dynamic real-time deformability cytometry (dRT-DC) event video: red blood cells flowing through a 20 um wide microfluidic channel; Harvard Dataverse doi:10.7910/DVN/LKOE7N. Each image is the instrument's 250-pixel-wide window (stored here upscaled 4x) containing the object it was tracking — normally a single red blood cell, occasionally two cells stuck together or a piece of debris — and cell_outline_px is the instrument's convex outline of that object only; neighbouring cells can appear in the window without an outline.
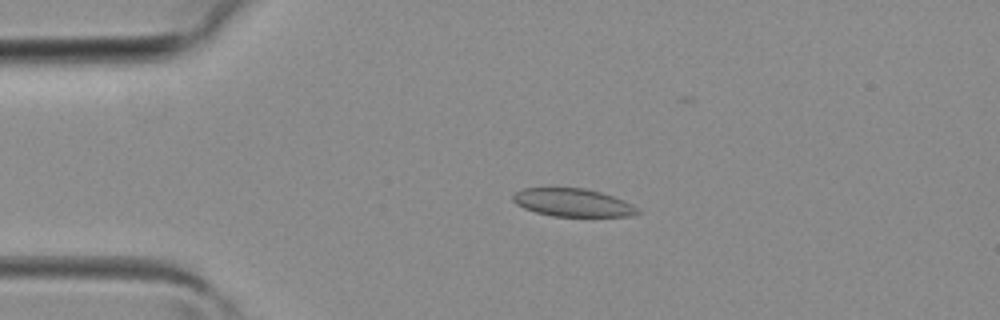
{"species": "common noctule bat (a hibernating species)", "species_latin": "Nyctalus noctula", "temperature_condition": "room temperature", "stored_images_in_passage": 8, "camera_frame_rate_fps": 3000, "um_per_image_px": 0.085, "animal": {"sex": "female", "body_mass_g": 19.3, "forearm_length_mm": 54.1}, "frame": {"image": 1, "passage_image": 3, "time_ms": 0.667, "image_size_px": [1000, 320], "cell_outline_px": [[640, 212], [632, 216], [552, 216], [536, 212], [524, 208], [516, 204], [512, 200], [512, 192], [524, 188], [584, 188], [600, 192], [624, 200], [640, 208]], "centroid_in_image_um": [48.67, 17.22], "position_along_channel_um": 36.3, "area_um2": 20.4}}
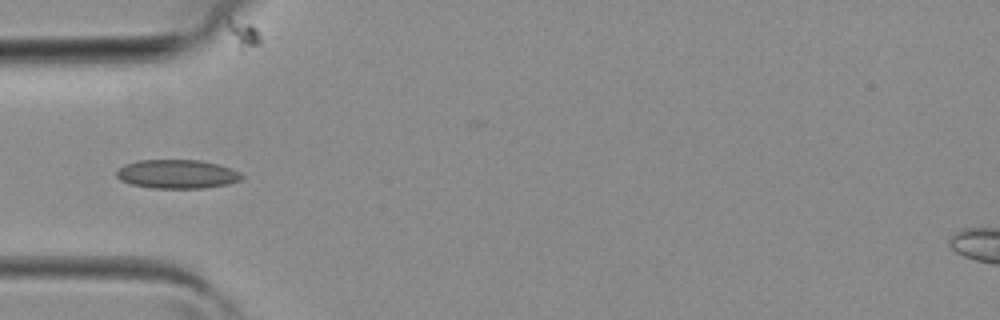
{"frame": {"image": 2, "passage_image": 4, "time_ms": 1.0, "image_size_px": [1000, 320], "cell_outline_px": [[244, 176], [240, 180], [228, 184], [204, 188], [152, 188], [132, 184], [120, 180], [116, 176], [116, 172], [124, 164], [136, 160], [200, 160], [220, 164], [232, 168], [240, 172]], "centroid_in_image_um": [15.07, 14.79], "position_along_channel_um": 69.9, "area_um2": 21.21}}